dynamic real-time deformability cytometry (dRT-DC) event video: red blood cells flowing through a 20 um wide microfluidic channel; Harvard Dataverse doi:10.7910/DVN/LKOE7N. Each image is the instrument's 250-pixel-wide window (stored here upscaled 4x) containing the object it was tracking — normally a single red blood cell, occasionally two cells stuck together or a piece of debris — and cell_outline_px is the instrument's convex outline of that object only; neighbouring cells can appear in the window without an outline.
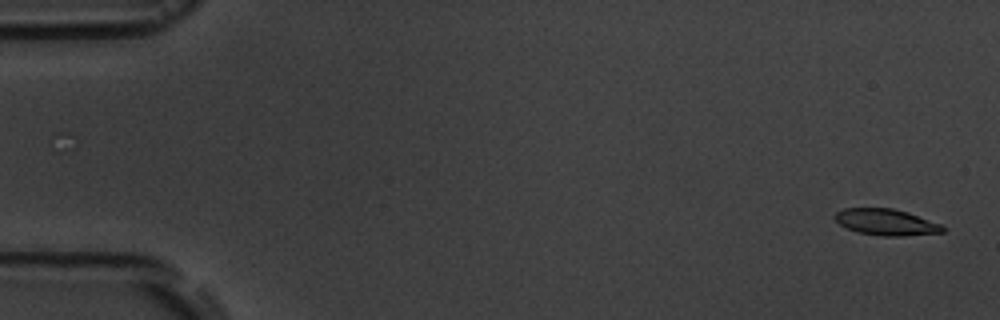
{"species": "common noctule bat (a hibernating species)", "species_latin": "Nyctalus noctula", "temperature_condition": "room temperature", "stored_images_in_passage": 6, "camera_frame_rate_fps": 3000, "um_per_image_px": 0.085, "animal": {"sex": "male", "body_mass_g": 19.5, "forearm_length_mm": 54.6}, "frame": {"image": 1, "passage_image": 1, "time_ms": 0.0, "image_size_px": [1000, 320], "cell_outline_px": [[944, 232], [904, 236], [880, 236], [860, 232], [848, 228], [840, 224], [832, 216], [836, 212], [844, 208], [892, 208], [908, 212], [940, 224], [944, 228]], "centroid_in_image_um": [75.31, 18.88], "position_along_channel_um": 9.7, "area_um2": 16.42}}
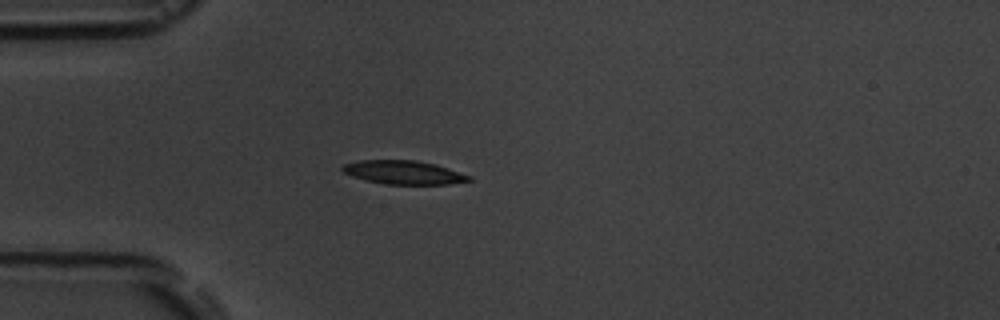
{"frame": {"image": 2, "passage_image": 5, "time_ms": 4.667, "image_size_px": [1000, 320], "cell_outline_px": [[472, 180], [448, 184], [384, 184], [352, 176], [344, 172], [340, 168], [344, 164], [360, 160], [416, 160], [436, 164], [472, 176]], "centroid_in_image_um": [34.33, 14.65], "position_along_channel_um": 50.7, "area_um2": 17.34}}